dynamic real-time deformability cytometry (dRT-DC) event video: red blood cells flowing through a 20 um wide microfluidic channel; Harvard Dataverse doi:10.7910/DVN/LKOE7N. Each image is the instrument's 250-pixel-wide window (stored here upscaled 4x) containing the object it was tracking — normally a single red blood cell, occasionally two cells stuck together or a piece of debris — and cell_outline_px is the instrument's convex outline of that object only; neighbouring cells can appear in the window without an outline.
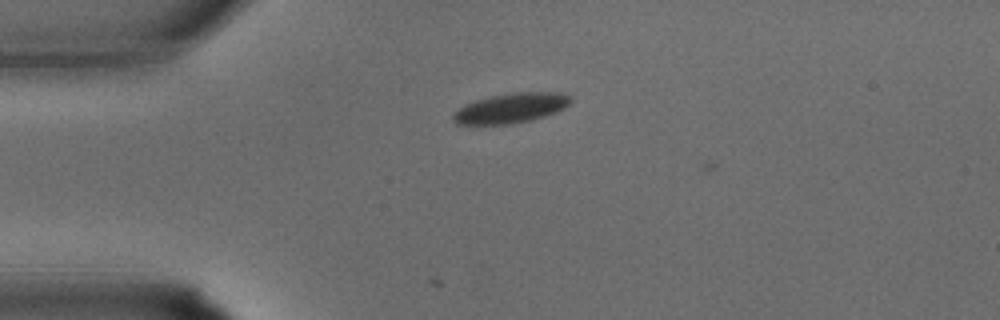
{"species": "common noctule bat (a hibernating species)", "species_latin": "Nyctalus noctula", "temperature_condition": "warm", "stored_images_in_passage": 2, "camera_frame_rate_fps": 3000, "um_per_image_px": 0.085, "animal": {"sex": "male", "body_mass_g": 15.6}, "frame": {"image": 1, "passage_image": 1, "time_ms": 0.0, "image_size_px": [1000, 320], "cell_outline_px": [[572, 100], [564, 108], [556, 112], [544, 116], [512, 124], [456, 124], [452, 120], [452, 112], [464, 104], [476, 100], [492, 96], [516, 92], [556, 92], [572, 96]], "centroid_in_image_um": [43.4, 9.18], "position_along_channel_um": 41.6, "area_um2": 20.4}}